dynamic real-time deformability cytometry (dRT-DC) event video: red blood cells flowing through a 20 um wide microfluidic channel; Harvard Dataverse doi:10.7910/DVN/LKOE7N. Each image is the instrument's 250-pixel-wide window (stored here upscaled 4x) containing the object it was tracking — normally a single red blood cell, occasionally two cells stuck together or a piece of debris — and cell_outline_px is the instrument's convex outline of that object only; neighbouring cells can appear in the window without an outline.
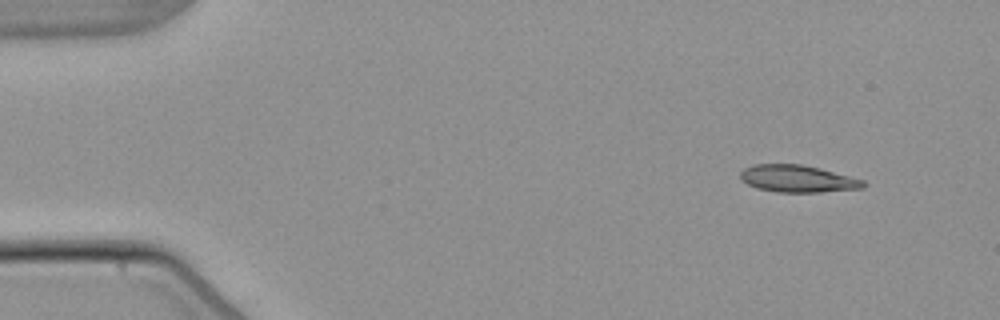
{"species": "common noctule bat (a hibernating species)", "species_latin": "Nyctalus noctula", "temperature_condition": "warm", "stored_images_in_passage": 4, "camera_frame_rate_fps": 3000, "um_per_image_px": 0.085, "animal": {"sex": "male", "body_mass_g": 21.5, "forearm_length_mm": 52.0}, "frame": {"image": 1, "passage_image": 1, "time_ms": 0.0, "image_size_px": [1000, 320], "cell_outline_px": [[864, 188], [820, 192], [776, 192], [756, 188], [740, 180], [740, 172], [744, 168], [752, 164], [800, 164], [820, 168], [864, 180]], "centroid_in_image_um": [67.75, 15.19], "position_along_channel_um": 17.2, "area_um2": 19.48}}
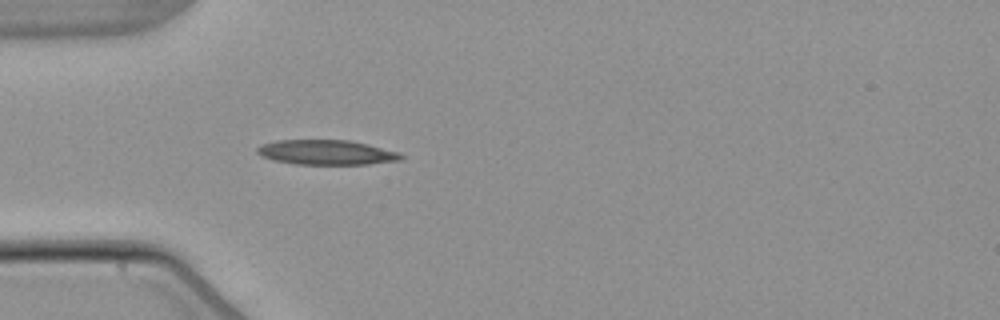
{"frame": {"image": 2, "passage_image": 4, "time_ms": 3.667, "image_size_px": [1000, 320], "cell_outline_px": [[404, 156], [400, 160], [368, 164], [296, 164], [272, 160], [256, 152], [256, 148], [260, 144], [276, 140], [348, 140], [368, 144], [400, 152]], "centroid_in_image_um": [27.74, 12.94], "position_along_channel_um": 57.3, "area_um2": 20.81}}